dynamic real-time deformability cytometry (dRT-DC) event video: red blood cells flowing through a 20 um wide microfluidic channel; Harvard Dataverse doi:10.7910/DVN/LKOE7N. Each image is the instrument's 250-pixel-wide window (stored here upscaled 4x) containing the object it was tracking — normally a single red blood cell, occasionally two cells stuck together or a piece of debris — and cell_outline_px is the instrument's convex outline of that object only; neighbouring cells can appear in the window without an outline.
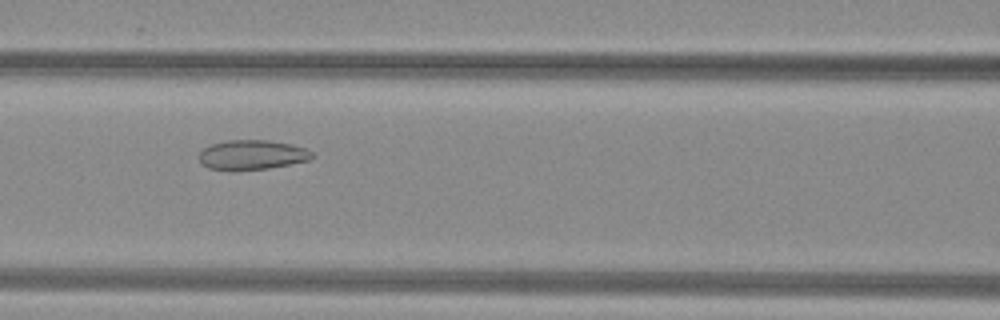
{"species": "common noctule bat (a hibernating species)", "species_latin": "Nyctalus noctula", "temperature_condition": "warm", "stored_images_in_passage": 53, "segment_of_instrument_passage": [1, 2], "camera_frame_rate_fps": 3000, "um_per_image_px": 0.085, "animal": {"sex": "female", "body_mass_g": 29.2, "forearm_length_mm": 56.3}, "frame": {"image": 1, "passage_image": 24, "time_ms": 7.667, "image_size_px": [1000, 320], "cell_outline_px": [[316, 156], [308, 160], [268, 168], [208, 168], [200, 164], [200, 152], [204, 148], [212, 144], [228, 140], [268, 140], [292, 144], [304, 148], [312, 152]], "centroid_in_image_um": [21.45, 13.12], "position_along_channel_um": 145.1, "area_um2": 18.9}}
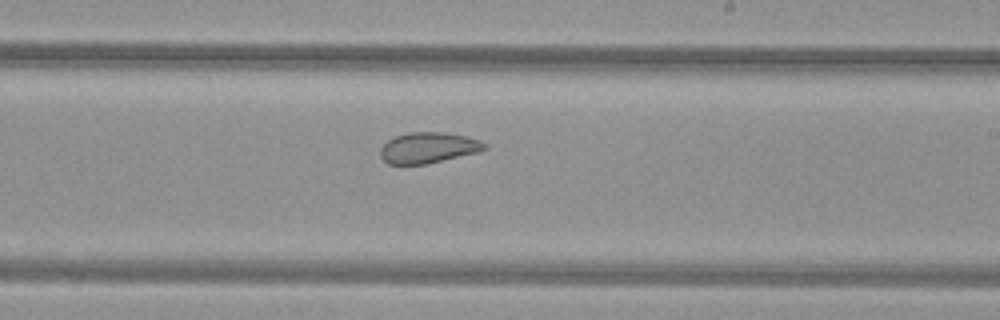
{"frame": {"image": 2, "passage_image": 32, "time_ms": 10.333, "image_size_px": [1000, 320], "cell_outline_px": [[488, 148], [480, 152], [428, 164], [388, 164], [380, 156], [380, 148], [388, 140], [396, 136], [408, 132], [444, 132], [464, 136], [480, 140], [488, 144]], "centroid_in_image_um": [36.44, 12.56], "position_along_channel_um": 252.6, "area_um2": 18.9}}
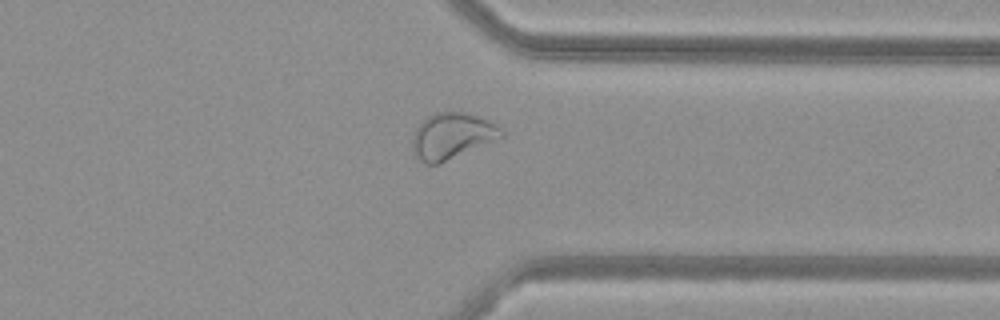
{"frame": {"image": 3, "passage_image": 41, "time_ms": 13.333, "image_size_px": [1000, 320], "cell_outline_px": [[504, 136], [496, 140], [436, 164], [424, 164], [412, 152], [412, 136], [416, 128], [428, 116], [436, 112], [468, 112], [488, 120], [504, 128]], "centroid_in_image_um": [38.42, 11.54], "position_along_channel_um": 373.0, "area_um2": 23.81}}